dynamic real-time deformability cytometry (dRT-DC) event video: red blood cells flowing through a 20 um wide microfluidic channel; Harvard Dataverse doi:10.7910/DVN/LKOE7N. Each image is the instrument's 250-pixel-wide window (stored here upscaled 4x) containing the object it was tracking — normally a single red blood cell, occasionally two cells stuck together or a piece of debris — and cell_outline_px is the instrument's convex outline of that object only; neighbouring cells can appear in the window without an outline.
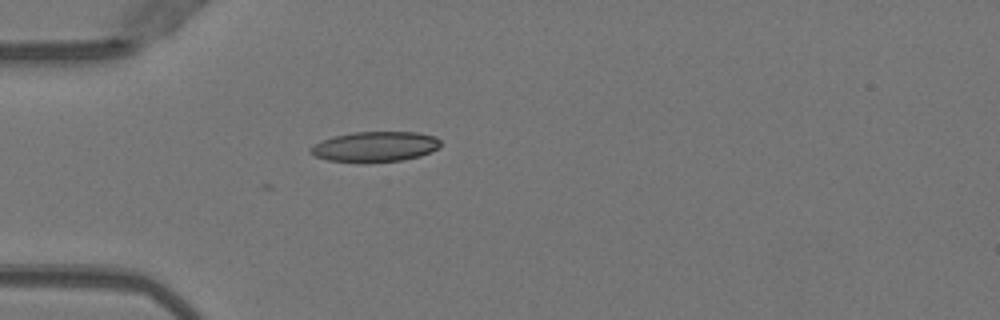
{"species": "Egyptian fruit bat (a non-hibernating species)", "species_latin": "Rousettus aegyptiacus", "temperature_condition": "warm", "stored_images_in_passage": 4, "camera_frame_rate_fps": 3000, "um_per_image_px": 0.085, "animal": {"sex": "female"}, "frame": {"image": 1, "passage_image": 1, "time_ms": 0.0, "image_size_px": [1000, 320], "cell_outline_px": [[440, 148], [420, 156], [400, 160], [328, 160], [316, 156], [308, 152], [308, 148], [332, 136], [352, 132], [416, 132], [436, 136], [440, 140]], "centroid_in_image_um": [31.92, 12.42], "position_along_channel_um": 53.1, "area_um2": 22.25}}